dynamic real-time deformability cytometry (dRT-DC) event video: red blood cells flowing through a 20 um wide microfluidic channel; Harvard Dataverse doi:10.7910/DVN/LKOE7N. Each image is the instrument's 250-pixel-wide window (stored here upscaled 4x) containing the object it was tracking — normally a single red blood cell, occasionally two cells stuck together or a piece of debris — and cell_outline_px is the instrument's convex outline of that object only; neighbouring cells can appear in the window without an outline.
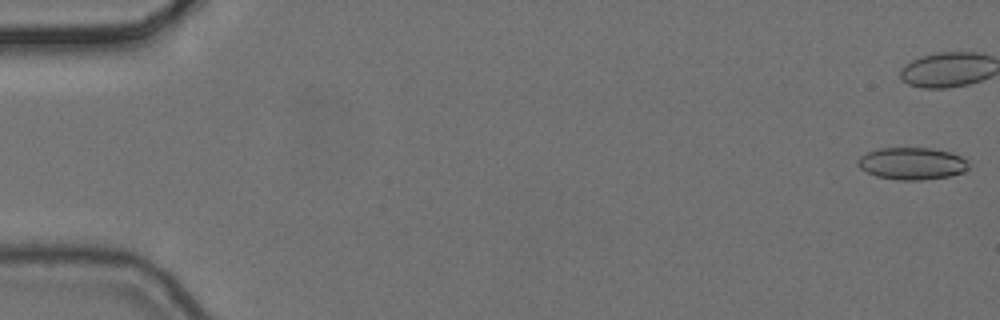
{"species": "common noctule bat (a hibernating species)", "species_latin": "Nyctalus noctula", "temperature_condition": "cold", "stored_images_in_passage": 7, "camera_frame_rate_fps": 3000, "um_per_image_px": 0.085, "animal": {"sex": "female", "body_mass_g": 24.6, "forearm_length_mm": 56.2}, "frame": {"image": 1, "passage_image": 1, "time_ms": 0.0, "image_size_px": [1000, 320], "cell_outline_px": [[968, 168], [964, 172], [948, 176], [920, 180], [900, 180], [876, 176], [860, 168], [856, 164], [856, 160], [860, 156], [868, 152], [880, 148], [932, 148], [952, 152], [968, 160]], "centroid_in_image_um": [77.52, 13.89], "position_along_channel_um": 7.5, "area_um2": 20.81}}
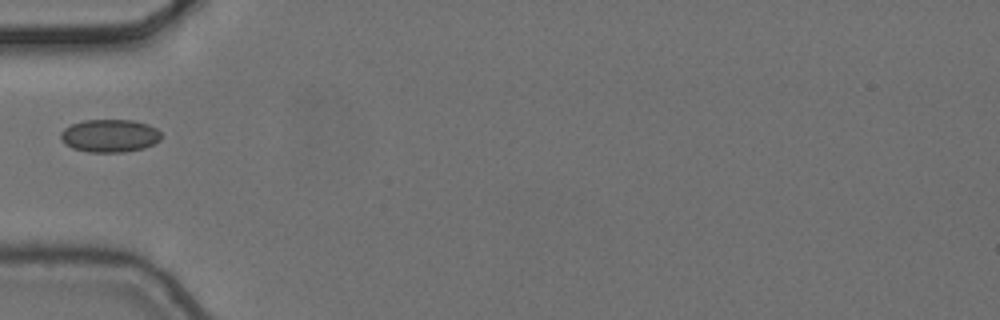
{"frame": {"image": 2, "passage_image": 6, "time_ms": 1.667, "image_size_px": [1000, 320], "cell_outline_px": [[160, 140], [144, 148], [124, 152], [88, 152], [72, 148], [64, 144], [60, 140], [60, 132], [64, 128], [72, 124], [84, 120], [132, 120], [148, 124], [156, 128], [160, 132]], "centroid_in_image_um": [9.29, 11.54], "position_along_channel_um": 75.7, "area_um2": 19.36}}
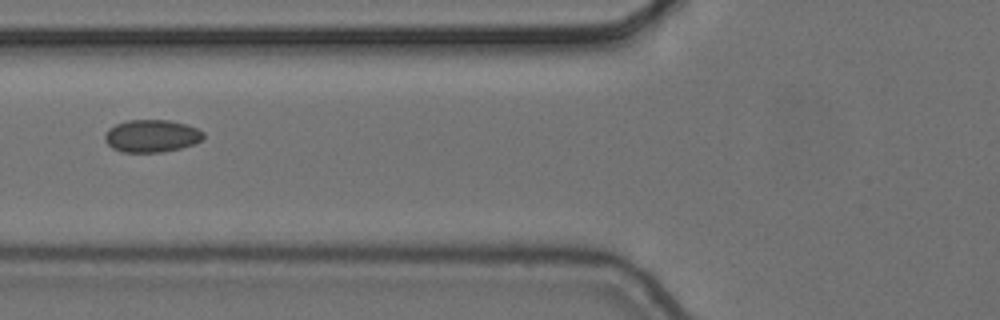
{"frame": {"image": 3, "passage_image": 7, "time_ms": 2.0, "image_size_px": [1000, 320], "cell_outline_px": [[204, 136], [200, 140], [192, 144], [180, 148], [160, 152], [120, 152], [112, 148], [104, 140], [104, 136], [108, 128], [116, 124], [128, 120], [168, 120], [184, 124], [196, 128], [204, 132]], "centroid_in_image_um": [12.84, 11.55], "position_along_channel_um": 113.0, "area_um2": 18.55}}